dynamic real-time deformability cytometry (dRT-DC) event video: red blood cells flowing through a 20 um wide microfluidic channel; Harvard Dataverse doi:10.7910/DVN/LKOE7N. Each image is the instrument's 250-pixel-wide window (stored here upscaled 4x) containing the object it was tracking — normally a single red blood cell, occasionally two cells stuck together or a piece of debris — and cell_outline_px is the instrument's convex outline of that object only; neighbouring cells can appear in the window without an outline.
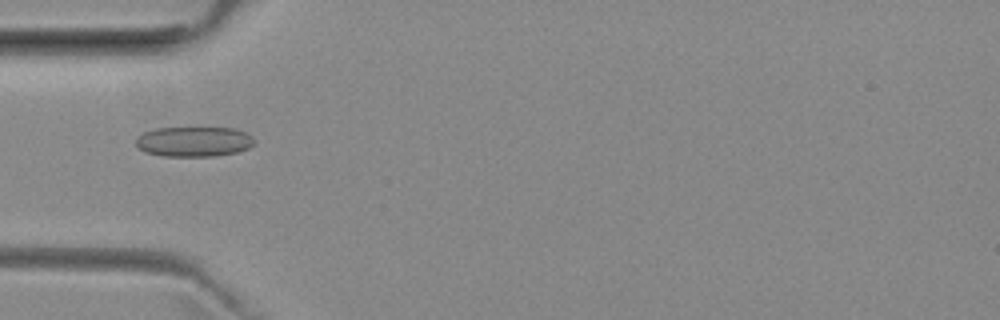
{"species": "common noctule bat (a hibernating species)", "species_latin": "Nyctalus noctula", "temperature_condition": "room temperature", "stored_images_in_passage": 40, "camera_frame_rate_fps": 3000, "um_per_image_px": 0.085, "animal": {"sex": "female", "body_mass_g": 29.2, "forearm_length_mm": 56.3}, "frame": {"image": 1, "passage_image": 5, "time_ms": 1.333, "image_size_px": [1000, 320], "cell_outline_px": [[256, 140], [248, 148], [236, 152], [216, 156], [164, 156], [144, 152], [136, 144], [136, 136], [144, 132], [156, 128], [236, 128], [252, 136]], "centroid_in_image_um": [16.47, 12.03], "position_along_channel_um": 68.5, "area_um2": 20.75}}
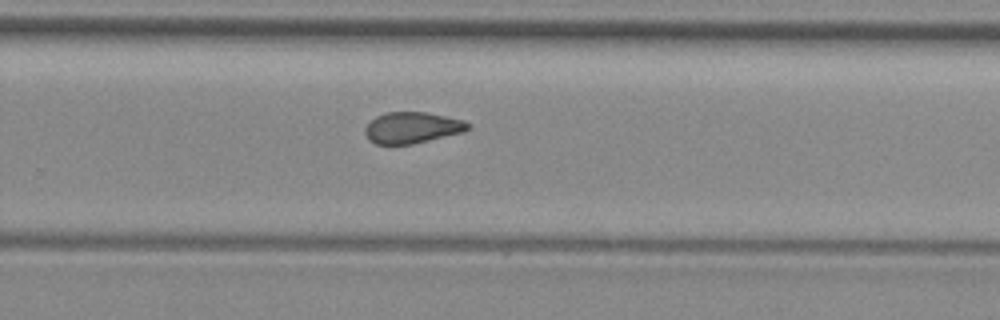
{"frame": {"image": 2, "passage_image": 22, "time_ms": 7.0, "image_size_px": [1000, 320], "cell_outline_px": [[472, 124], [464, 132], [412, 144], [376, 144], [368, 140], [364, 132], [364, 128], [376, 116], [384, 112], [424, 112], [464, 120]], "centroid_in_image_um": [35.02, 10.85], "position_along_channel_um": 294.8, "area_um2": 18.73}}
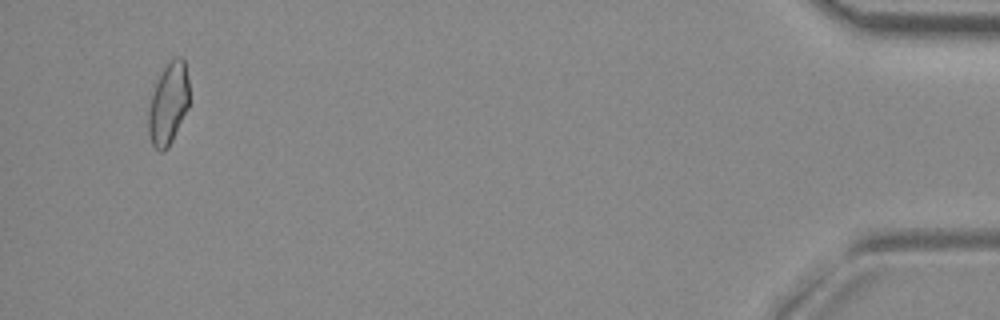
{"frame": {"image": 3, "passage_image": 38, "time_ms": 12.333, "image_size_px": [1000, 320], "cell_outline_px": [[188, 108], [168, 148], [164, 152], [160, 152], [152, 144], [148, 132], [148, 108], [152, 92], [156, 80], [160, 72], [176, 56], [180, 56], [184, 60], [188, 80]], "centroid_in_image_um": [14.29, 8.82], "position_along_channel_um": 420.9, "area_um2": 19.48}, "authors_computed_cell_mechanics": {"area_um2": 19.4208, "velocity_mm_per_s": 3.9931, "shape_relaxation_time_tau1_ms": null, "shape_relaxation_time_tau2_ms": 1.6908, "deformation_change_tau1": null, "deformation_change_tau2": 0.0666}}